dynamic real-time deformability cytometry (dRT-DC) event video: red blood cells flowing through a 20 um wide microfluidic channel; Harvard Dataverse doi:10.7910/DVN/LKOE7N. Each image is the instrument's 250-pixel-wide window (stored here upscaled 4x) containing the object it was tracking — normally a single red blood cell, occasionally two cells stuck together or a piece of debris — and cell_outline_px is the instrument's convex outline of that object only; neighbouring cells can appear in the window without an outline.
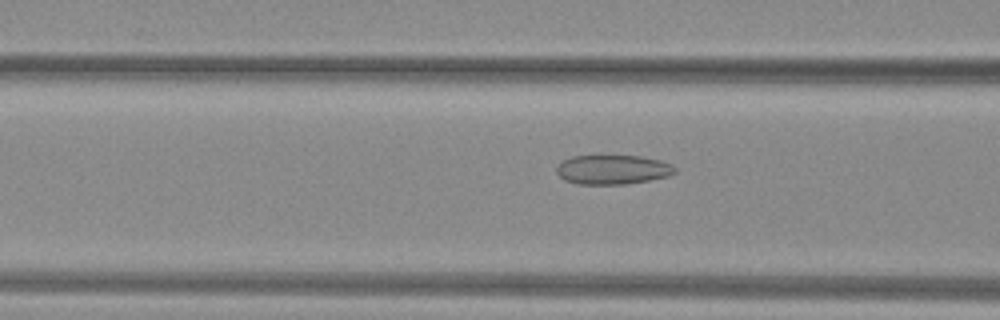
{"species": "common noctule bat (a hibernating species)", "species_latin": "Nyctalus noctula", "temperature_condition": "warm", "stored_images_in_passage": 52, "camera_frame_rate_fps": 3000, "um_per_image_px": 0.085, "animal": {"sex": "female", "body_mass_g": 29.2, "forearm_length_mm": 56.3}, "frame": {"image": 1, "passage_image": 22, "time_ms": 7.0, "image_size_px": [1000, 320], "cell_outline_px": [[676, 172], [668, 176], [648, 180], [624, 184], [576, 184], [564, 180], [556, 172], [556, 164], [572, 156], [640, 156], [660, 160], [672, 164], [676, 168]], "centroid_in_image_um": [52.06, 14.41], "position_along_channel_um": 114.5, "area_um2": 20.29}}
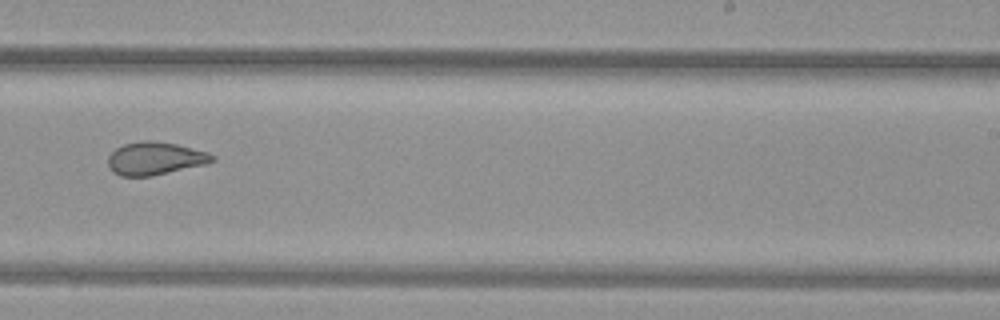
{"frame": {"image": 2, "passage_image": 34, "time_ms": 11.0, "image_size_px": [1000, 320], "cell_outline_px": [[216, 160], [204, 164], [152, 176], [120, 176], [112, 172], [108, 168], [108, 156], [116, 148], [124, 144], [140, 140], [152, 140], [176, 144], [208, 152], [216, 156]], "centroid_in_image_um": [13.15, 13.46], "position_along_channel_um": 275.8, "area_um2": 20.06}}
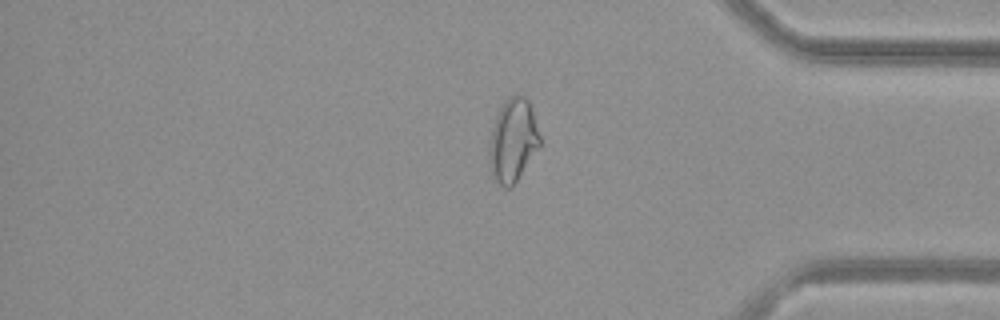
{"frame": {"image": 3, "passage_image": 44, "time_ms": 14.333, "image_size_px": [1000, 320], "cell_outline_px": [[540, 148], [512, 188], [504, 188], [492, 176], [488, 164], [488, 156], [492, 128], [496, 116], [504, 100], [508, 96], [524, 96], [528, 100], [532, 108], [540, 136]], "centroid_in_image_um": [43.6, 11.97], "position_along_channel_um": 391.6, "area_um2": 24.85}, "authors_computed_cell_mechanics": {"area_um2": 24.3916, "velocity_mm_per_s": 4.0345, "shape_relaxation_time_tau1_ms": null, "shape_relaxation_time_tau2_ms": 0.877, "deformation_change_tau1": null, "deformation_change_tau2": 0.0649}}